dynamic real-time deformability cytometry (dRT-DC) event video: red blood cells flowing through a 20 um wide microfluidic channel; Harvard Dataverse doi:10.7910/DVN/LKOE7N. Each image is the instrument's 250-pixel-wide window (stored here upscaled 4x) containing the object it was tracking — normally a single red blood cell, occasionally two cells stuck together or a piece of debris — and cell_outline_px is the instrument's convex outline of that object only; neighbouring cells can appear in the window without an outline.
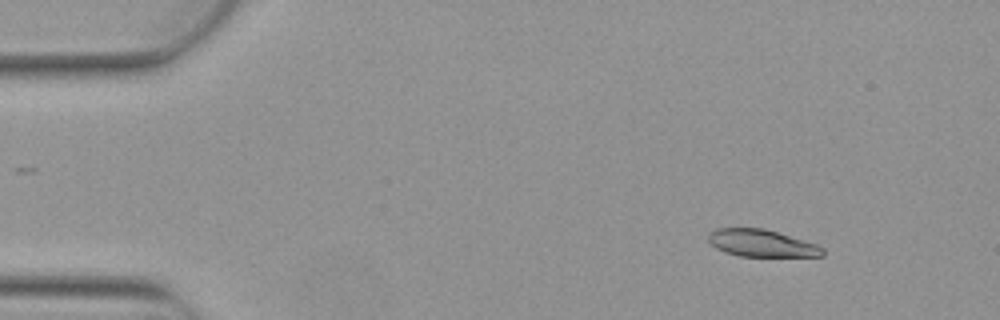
{"species": "Egyptian fruit bat (a non-hibernating species)", "species_latin": "Rousettus aegyptiacus", "temperature_condition": "warm", "stored_images_in_passage": 3, "camera_frame_rate_fps": 3000, "um_per_image_px": 0.085, "animal": {"sex": "female"}, "frame": {"image": 1, "passage_image": 1, "time_ms": 0.0, "image_size_px": [1000, 320], "cell_outline_px": [[824, 256], [740, 256], [724, 252], [716, 248], [708, 240], [708, 236], [716, 228], [764, 228], [816, 244], [824, 248]], "centroid_in_image_um": [64.73, 20.67], "position_along_channel_um": 20.3, "area_um2": 17.92}}
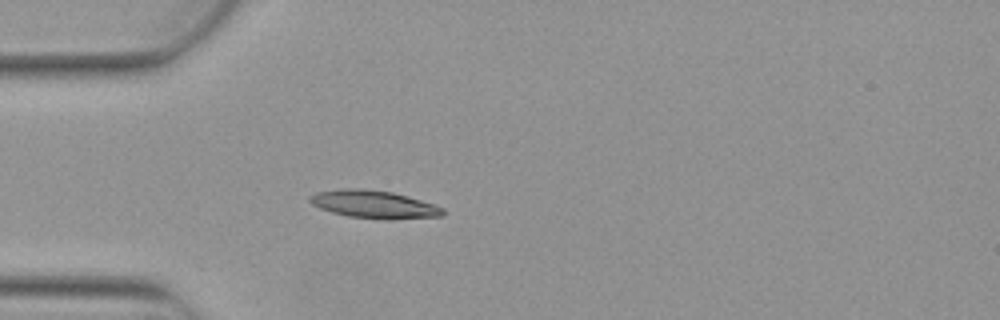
{"frame": {"image": 2, "passage_image": 3, "time_ms": 0.667, "image_size_px": [1000, 320], "cell_outline_px": [[444, 212], [440, 216], [348, 216], [332, 212], [320, 208], [312, 204], [308, 200], [308, 196], [316, 192], [340, 188], [360, 188], [392, 192], [408, 196], [436, 204], [444, 208]], "centroid_in_image_um": [31.67, 17.29], "position_along_channel_um": 53.3, "area_um2": 20.4}}